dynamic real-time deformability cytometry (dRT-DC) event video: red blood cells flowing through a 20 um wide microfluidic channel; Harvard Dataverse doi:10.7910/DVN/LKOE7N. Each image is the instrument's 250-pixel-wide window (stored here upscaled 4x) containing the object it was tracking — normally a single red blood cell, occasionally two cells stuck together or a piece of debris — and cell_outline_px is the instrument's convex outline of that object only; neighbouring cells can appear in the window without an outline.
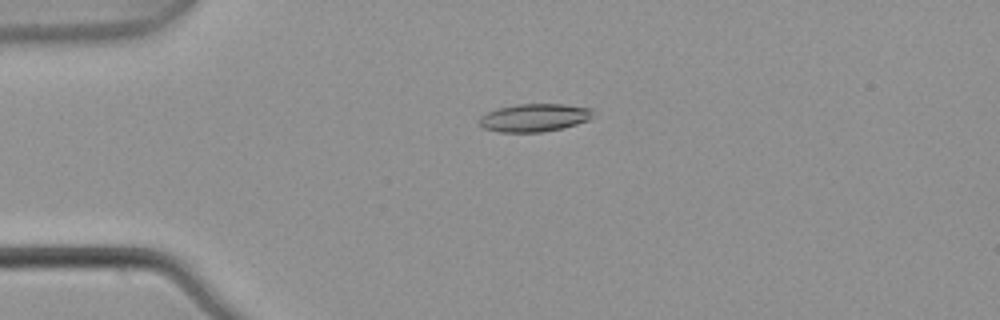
{"species": "common noctule bat (a hibernating species)", "species_latin": "Nyctalus noctula", "temperature_condition": "warm", "stored_images_in_passage": 4, "camera_frame_rate_fps": 3000, "um_per_image_px": 0.085, "animal": {"sex": "male", "body_mass_g": 21.5, "forearm_length_mm": 52.0}, "frame": {"image": 1, "passage_image": 2, "time_ms": 0.333, "image_size_px": [1000, 320], "cell_outline_px": [[592, 116], [588, 120], [576, 124], [560, 128], [540, 132], [500, 132], [484, 128], [476, 120], [480, 116], [496, 108], [516, 104], [560, 104], [592, 108]], "centroid_in_image_um": [45.37, 9.99], "position_along_channel_um": 39.6, "area_um2": 18.44}}
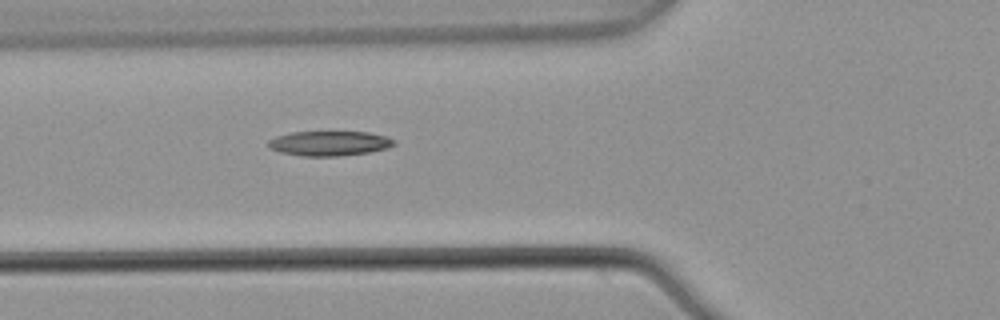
{"frame": {"image": 2, "passage_image": 4, "time_ms": 1.0, "image_size_px": [1000, 320], "cell_outline_px": [[396, 144], [388, 148], [368, 152], [336, 156], [304, 156], [280, 152], [268, 148], [268, 140], [276, 136], [292, 132], [368, 132], [388, 136], [396, 140]], "centroid_in_image_um": [28.01, 12.18], "position_along_channel_um": 97.8, "area_um2": 18.21}}